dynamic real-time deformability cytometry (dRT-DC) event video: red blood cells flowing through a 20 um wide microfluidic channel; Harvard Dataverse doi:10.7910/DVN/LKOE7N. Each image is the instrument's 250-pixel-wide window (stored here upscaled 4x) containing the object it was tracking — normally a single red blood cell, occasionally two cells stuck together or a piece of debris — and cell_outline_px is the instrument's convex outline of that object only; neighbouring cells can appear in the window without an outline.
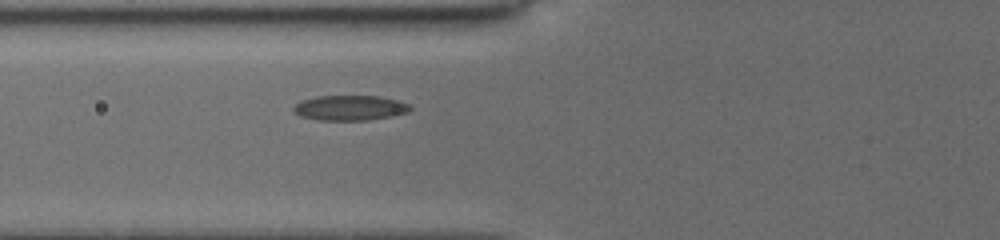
{"species": "common noctule bat (a hibernating species)", "species_latin": "Nyctalus noctula", "temperature_condition": "cold", "stored_images_in_passage": 4, "camera_frame_rate_fps": 3000, "um_per_image_px": 0.085, "animal": {"sex": "female", "body_mass_g": 19.5, "forearm_length_mm": 54.1}, "frame": {"image": 1, "passage_image": 4, "time_ms": 3.333, "image_size_px": [1000, 240], "cell_outline_px": [[412, 108], [408, 112], [392, 116], [368, 120], [320, 120], [300, 116], [292, 108], [300, 100], [316, 96], [380, 96], [400, 100], [408, 104]], "centroid_in_image_um": [29.76, 9.16], "position_along_channel_um": 96.0, "area_um2": 17.11}}